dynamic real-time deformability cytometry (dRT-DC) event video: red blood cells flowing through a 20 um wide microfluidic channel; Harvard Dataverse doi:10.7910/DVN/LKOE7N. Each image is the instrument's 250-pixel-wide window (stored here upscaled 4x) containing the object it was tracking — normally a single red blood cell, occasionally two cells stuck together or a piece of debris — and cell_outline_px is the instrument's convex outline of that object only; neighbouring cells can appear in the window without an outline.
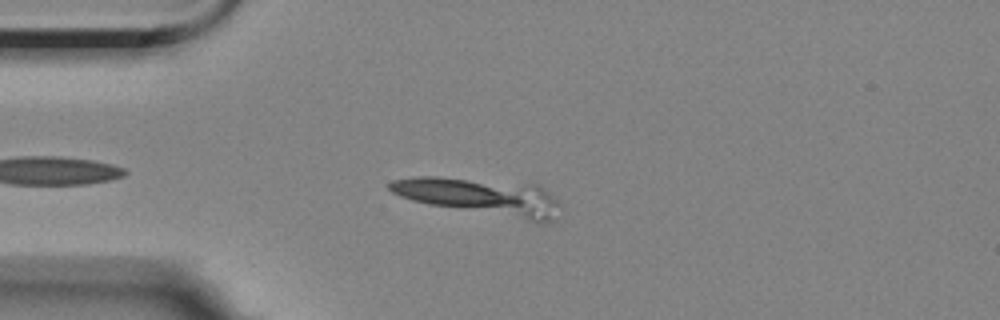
{"species": "Egyptian fruit bat (a non-hibernating species)", "species_latin": "Rousettus aegyptiacus", "temperature_condition": "room temperature", "stored_images_in_passage": 7, "camera_frame_rate_fps": 3000, "um_per_image_px": 0.085, "animal": {"sex": "female"}, "frame": {"image": 1, "passage_image": 5, "time_ms": 1.333, "image_size_px": [1000, 320], "cell_outline_px": [[560, 204], [556, 220], [548, 224], [536, 224], [428, 204], [412, 200], [400, 196], [392, 192], [388, 188], [388, 184], [392, 180], [412, 176], [436, 176], [540, 184]], "centroid_in_image_um": [40.94, 16.75], "position_along_channel_um": 44.1, "area_um2": 37.8}}